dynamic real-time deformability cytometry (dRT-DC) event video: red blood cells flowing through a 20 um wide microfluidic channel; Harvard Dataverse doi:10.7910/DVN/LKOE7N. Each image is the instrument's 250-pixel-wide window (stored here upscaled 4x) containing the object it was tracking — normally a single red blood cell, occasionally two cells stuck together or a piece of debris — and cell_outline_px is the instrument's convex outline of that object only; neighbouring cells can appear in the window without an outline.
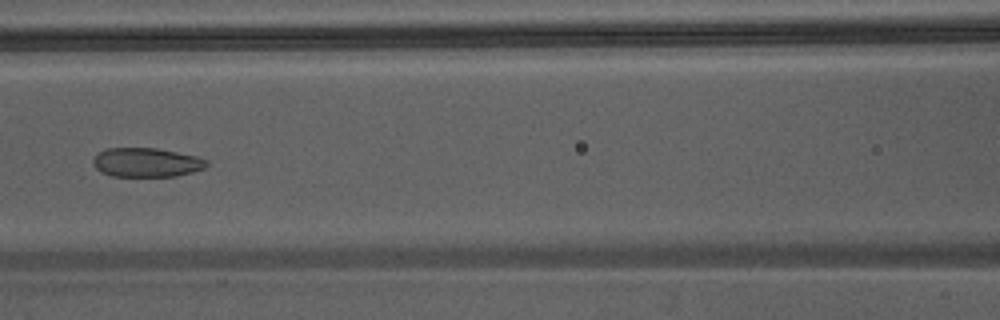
{"species": "Egyptian fruit bat (a non-hibernating species)", "species_latin": "Rousettus aegyptiacus", "temperature_condition": "warm", "stored_images_in_passage": 48, "camera_frame_rate_fps": 3000, "um_per_image_px": 0.085, "animal": {"sex": "male"}, "frame": {"image": 1, "passage_image": 23, "time_ms": 7.333, "image_size_px": [1000, 320], "cell_outline_px": [[208, 164], [204, 168], [192, 172], [176, 176], [112, 176], [100, 172], [92, 164], [92, 160], [100, 152], [108, 148], [156, 148], [196, 156], [208, 160]], "centroid_in_image_um": [12.44, 13.81], "position_along_channel_um": 154.2, "area_um2": 19.19}}
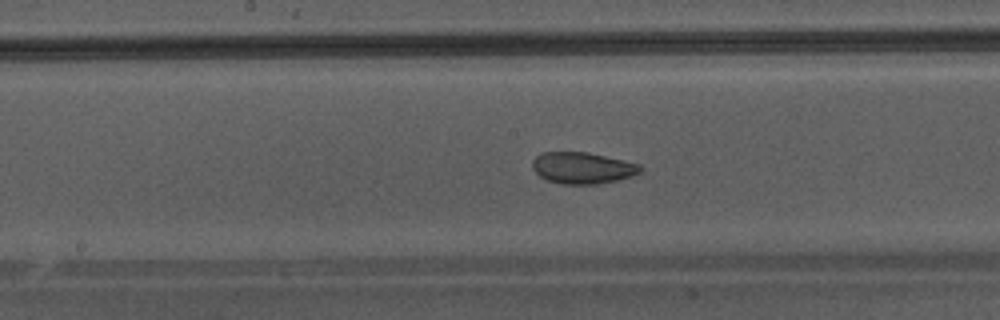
{"frame": {"image": 2, "passage_image": 26, "time_ms": 8.333, "image_size_px": [1000, 320], "cell_outline_px": [[644, 168], [640, 172], [616, 180], [596, 184], [560, 184], [548, 180], [540, 176], [532, 168], [532, 160], [540, 152], [588, 152], [640, 164]], "centroid_in_image_um": [49.48, 14.26], "position_along_channel_um": 198.7, "area_um2": 19.71}}
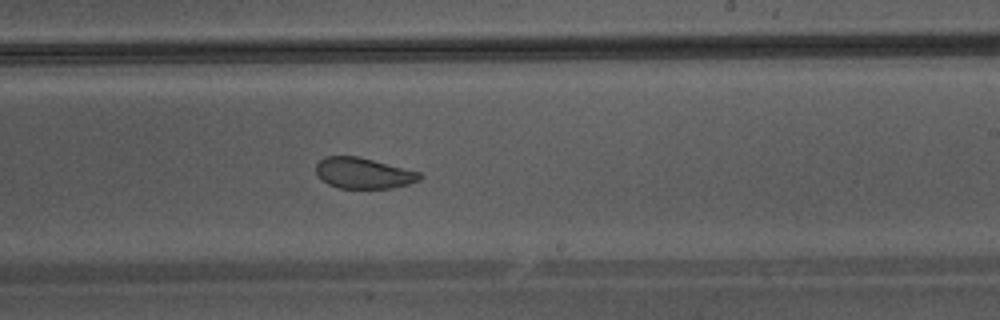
{"frame": {"image": 3, "passage_image": 30, "time_ms": 9.667, "image_size_px": [1000, 320], "cell_outline_px": [[424, 176], [420, 180], [408, 184], [392, 188], [340, 188], [328, 184], [316, 172], [316, 164], [324, 156], [356, 156], [420, 172]], "centroid_in_image_um": [30.91, 14.72], "position_along_channel_um": 258.1, "area_um2": 18.44}}